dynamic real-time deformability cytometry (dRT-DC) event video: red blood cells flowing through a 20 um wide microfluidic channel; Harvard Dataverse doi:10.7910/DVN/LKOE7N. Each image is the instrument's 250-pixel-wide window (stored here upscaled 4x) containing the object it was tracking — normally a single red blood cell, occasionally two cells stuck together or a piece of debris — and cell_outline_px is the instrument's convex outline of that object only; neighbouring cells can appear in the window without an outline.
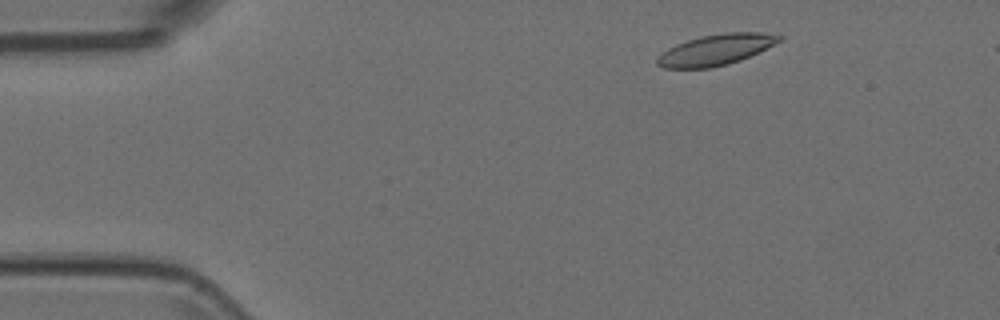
{"species": "Egyptian fruit bat (a non-hibernating species)", "species_latin": "Rousettus aegyptiacus", "temperature_condition": "room temperature", "stored_images_in_passage": 6, "camera_frame_rate_fps": 3000, "um_per_image_px": 0.085, "animal": {"sex": "female"}, "frame": {"image": 1, "passage_image": 4, "time_ms": 1.0, "image_size_px": [1000, 320], "cell_outline_px": [[784, 36], [780, 40], [740, 60], [728, 64], [712, 68], [664, 68], [656, 64], [656, 60], [668, 48], [676, 44], [700, 36], [724, 32], [764, 32]], "centroid_in_image_um": [60.82, 4.22], "position_along_channel_um": 24.2, "area_um2": 21.62}}